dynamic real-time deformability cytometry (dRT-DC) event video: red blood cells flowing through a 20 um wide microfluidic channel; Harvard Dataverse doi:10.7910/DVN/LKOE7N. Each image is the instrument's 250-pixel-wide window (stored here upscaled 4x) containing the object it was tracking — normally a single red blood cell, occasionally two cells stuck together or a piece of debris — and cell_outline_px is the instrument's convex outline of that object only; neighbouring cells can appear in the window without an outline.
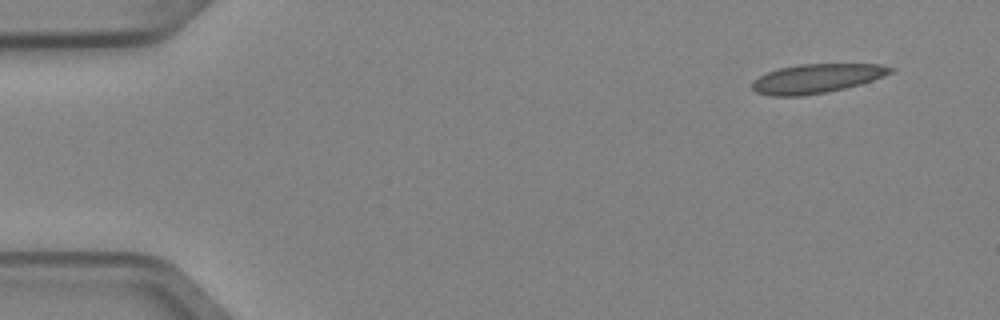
{"species": "Egyptian fruit bat (a non-hibernating species)", "species_latin": "Rousettus aegyptiacus", "temperature_condition": "cold", "stored_images_in_passage": 5, "segment_of_instrument_passage": [1, 2], "camera_frame_rate_fps": 3000, "um_per_image_px": 0.085, "animal": {"sex": "female"}, "frame": {"image": 1, "passage_image": 1, "time_ms": 0.0, "image_size_px": [1000, 320], "cell_outline_px": [[896, 68], [892, 72], [884, 76], [860, 84], [828, 92], [800, 96], [772, 96], [756, 92], [752, 88], [752, 80], [768, 72], [780, 68], [800, 64], [880, 64]], "centroid_in_image_um": [69.42, 6.67], "position_along_channel_um": 15.6, "area_um2": 23.41}}